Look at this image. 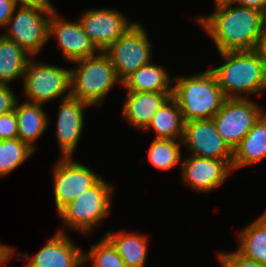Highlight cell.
Returning a JSON list of instances; mask_svg holds the SVG:
<instances>
[{
	"mask_svg": "<svg viewBox=\"0 0 266 267\" xmlns=\"http://www.w3.org/2000/svg\"><path fill=\"white\" fill-rule=\"evenodd\" d=\"M195 19L213 39L218 52L255 50L265 30L262 12L233 6L229 1L215 3L213 14Z\"/></svg>",
	"mask_w": 266,
	"mask_h": 267,
	"instance_id": "obj_1",
	"label": "cell"
},
{
	"mask_svg": "<svg viewBox=\"0 0 266 267\" xmlns=\"http://www.w3.org/2000/svg\"><path fill=\"white\" fill-rule=\"evenodd\" d=\"M224 61L210 69L226 98H247L266 90V70L258 51L218 52Z\"/></svg>",
	"mask_w": 266,
	"mask_h": 267,
	"instance_id": "obj_2",
	"label": "cell"
},
{
	"mask_svg": "<svg viewBox=\"0 0 266 267\" xmlns=\"http://www.w3.org/2000/svg\"><path fill=\"white\" fill-rule=\"evenodd\" d=\"M172 98L181 109L185 122L212 119L226 97L211 70L173 78Z\"/></svg>",
	"mask_w": 266,
	"mask_h": 267,
	"instance_id": "obj_3",
	"label": "cell"
},
{
	"mask_svg": "<svg viewBox=\"0 0 266 267\" xmlns=\"http://www.w3.org/2000/svg\"><path fill=\"white\" fill-rule=\"evenodd\" d=\"M73 63L77 67L71 69L70 96L88 103L91 107L102 105L111 89L118 82L122 84L104 52Z\"/></svg>",
	"mask_w": 266,
	"mask_h": 267,
	"instance_id": "obj_4",
	"label": "cell"
},
{
	"mask_svg": "<svg viewBox=\"0 0 266 267\" xmlns=\"http://www.w3.org/2000/svg\"><path fill=\"white\" fill-rule=\"evenodd\" d=\"M113 191L112 185L101 177L81 196L57 212L64 226L78 230L85 236L90 235L110 213Z\"/></svg>",
	"mask_w": 266,
	"mask_h": 267,
	"instance_id": "obj_5",
	"label": "cell"
},
{
	"mask_svg": "<svg viewBox=\"0 0 266 267\" xmlns=\"http://www.w3.org/2000/svg\"><path fill=\"white\" fill-rule=\"evenodd\" d=\"M33 60L28 61L23 75L25 102L44 105L60 96L63 100L70 97L71 69Z\"/></svg>",
	"mask_w": 266,
	"mask_h": 267,
	"instance_id": "obj_6",
	"label": "cell"
},
{
	"mask_svg": "<svg viewBox=\"0 0 266 267\" xmlns=\"http://www.w3.org/2000/svg\"><path fill=\"white\" fill-rule=\"evenodd\" d=\"M151 42L140 23L134 24L104 53L109 57L121 83L137 69L152 61Z\"/></svg>",
	"mask_w": 266,
	"mask_h": 267,
	"instance_id": "obj_7",
	"label": "cell"
},
{
	"mask_svg": "<svg viewBox=\"0 0 266 267\" xmlns=\"http://www.w3.org/2000/svg\"><path fill=\"white\" fill-rule=\"evenodd\" d=\"M264 112L249 98H226L212 120L218 133L234 150Z\"/></svg>",
	"mask_w": 266,
	"mask_h": 267,
	"instance_id": "obj_8",
	"label": "cell"
},
{
	"mask_svg": "<svg viewBox=\"0 0 266 267\" xmlns=\"http://www.w3.org/2000/svg\"><path fill=\"white\" fill-rule=\"evenodd\" d=\"M52 11L16 7L7 22L6 33L2 35L35 57L49 41V20Z\"/></svg>",
	"mask_w": 266,
	"mask_h": 267,
	"instance_id": "obj_9",
	"label": "cell"
},
{
	"mask_svg": "<svg viewBox=\"0 0 266 267\" xmlns=\"http://www.w3.org/2000/svg\"><path fill=\"white\" fill-rule=\"evenodd\" d=\"M73 157L62 158L52 168L53 190L57 212L81 196L100 178L91 168L74 161Z\"/></svg>",
	"mask_w": 266,
	"mask_h": 267,
	"instance_id": "obj_10",
	"label": "cell"
},
{
	"mask_svg": "<svg viewBox=\"0 0 266 267\" xmlns=\"http://www.w3.org/2000/svg\"><path fill=\"white\" fill-rule=\"evenodd\" d=\"M181 141L189 155L224 160L232 168L233 150L218 133L212 119L185 122Z\"/></svg>",
	"mask_w": 266,
	"mask_h": 267,
	"instance_id": "obj_11",
	"label": "cell"
},
{
	"mask_svg": "<svg viewBox=\"0 0 266 267\" xmlns=\"http://www.w3.org/2000/svg\"><path fill=\"white\" fill-rule=\"evenodd\" d=\"M84 32L104 52L134 24L116 9H88L78 18Z\"/></svg>",
	"mask_w": 266,
	"mask_h": 267,
	"instance_id": "obj_12",
	"label": "cell"
},
{
	"mask_svg": "<svg viewBox=\"0 0 266 267\" xmlns=\"http://www.w3.org/2000/svg\"><path fill=\"white\" fill-rule=\"evenodd\" d=\"M59 16L55 8L50 15L48 37H55L67 61L71 63L101 52L84 32L79 19L71 22Z\"/></svg>",
	"mask_w": 266,
	"mask_h": 267,
	"instance_id": "obj_13",
	"label": "cell"
},
{
	"mask_svg": "<svg viewBox=\"0 0 266 267\" xmlns=\"http://www.w3.org/2000/svg\"><path fill=\"white\" fill-rule=\"evenodd\" d=\"M181 162L182 179L196 192H211L221 186L232 172L231 166L219 159L188 155L187 158L182 157Z\"/></svg>",
	"mask_w": 266,
	"mask_h": 267,
	"instance_id": "obj_14",
	"label": "cell"
},
{
	"mask_svg": "<svg viewBox=\"0 0 266 267\" xmlns=\"http://www.w3.org/2000/svg\"><path fill=\"white\" fill-rule=\"evenodd\" d=\"M91 107L88 103L68 97L61 100L56 124V139L62 158L74 155L84 127V109Z\"/></svg>",
	"mask_w": 266,
	"mask_h": 267,
	"instance_id": "obj_15",
	"label": "cell"
},
{
	"mask_svg": "<svg viewBox=\"0 0 266 267\" xmlns=\"http://www.w3.org/2000/svg\"><path fill=\"white\" fill-rule=\"evenodd\" d=\"M64 230L57 231L32 258L25 253L24 258L18 260H26V267H80L84 263V252L73 244Z\"/></svg>",
	"mask_w": 266,
	"mask_h": 267,
	"instance_id": "obj_16",
	"label": "cell"
},
{
	"mask_svg": "<svg viewBox=\"0 0 266 267\" xmlns=\"http://www.w3.org/2000/svg\"><path fill=\"white\" fill-rule=\"evenodd\" d=\"M172 96V93L127 91L122 115L137 130H144L159 108Z\"/></svg>",
	"mask_w": 266,
	"mask_h": 267,
	"instance_id": "obj_17",
	"label": "cell"
},
{
	"mask_svg": "<svg viewBox=\"0 0 266 267\" xmlns=\"http://www.w3.org/2000/svg\"><path fill=\"white\" fill-rule=\"evenodd\" d=\"M266 157V113L233 150L232 171L260 162Z\"/></svg>",
	"mask_w": 266,
	"mask_h": 267,
	"instance_id": "obj_18",
	"label": "cell"
},
{
	"mask_svg": "<svg viewBox=\"0 0 266 267\" xmlns=\"http://www.w3.org/2000/svg\"><path fill=\"white\" fill-rule=\"evenodd\" d=\"M17 101L15 113L18 123V138L36 150L34 144L48 128L49 119L43 105Z\"/></svg>",
	"mask_w": 266,
	"mask_h": 267,
	"instance_id": "obj_19",
	"label": "cell"
},
{
	"mask_svg": "<svg viewBox=\"0 0 266 267\" xmlns=\"http://www.w3.org/2000/svg\"><path fill=\"white\" fill-rule=\"evenodd\" d=\"M173 79L162 66L150 62L128 76L122 86L127 91L172 93Z\"/></svg>",
	"mask_w": 266,
	"mask_h": 267,
	"instance_id": "obj_20",
	"label": "cell"
},
{
	"mask_svg": "<svg viewBox=\"0 0 266 267\" xmlns=\"http://www.w3.org/2000/svg\"><path fill=\"white\" fill-rule=\"evenodd\" d=\"M104 236L113 244L126 267H145L148 254L147 235L121 231H107Z\"/></svg>",
	"mask_w": 266,
	"mask_h": 267,
	"instance_id": "obj_21",
	"label": "cell"
},
{
	"mask_svg": "<svg viewBox=\"0 0 266 267\" xmlns=\"http://www.w3.org/2000/svg\"><path fill=\"white\" fill-rule=\"evenodd\" d=\"M185 120L176 101L170 97L156 112L144 130H153L154 139L182 140Z\"/></svg>",
	"mask_w": 266,
	"mask_h": 267,
	"instance_id": "obj_22",
	"label": "cell"
},
{
	"mask_svg": "<svg viewBox=\"0 0 266 267\" xmlns=\"http://www.w3.org/2000/svg\"><path fill=\"white\" fill-rule=\"evenodd\" d=\"M238 242L242 256L266 265V212L239 232Z\"/></svg>",
	"mask_w": 266,
	"mask_h": 267,
	"instance_id": "obj_23",
	"label": "cell"
},
{
	"mask_svg": "<svg viewBox=\"0 0 266 267\" xmlns=\"http://www.w3.org/2000/svg\"><path fill=\"white\" fill-rule=\"evenodd\" d=\"M32 58L15 42L0 35V84L23 78L26 65Z\"/></svg>",
	"mask_w": 266,
	"mask_h": 267,
	"instance_id": "obj_24",
	"label": "cell"
},
{
	"mask_svg": "<svg viewBox=\"0 0 266 267\" xmlns=\"http://www.w3.org/2000/svg\"><path fill=\"white\" fill-rule=\"evenodd\" d=\"M181 145V140L153 139L148 150V160L159 170H171L182 161Z\"/></svg>",
	"mask_w": 266,
	"mask_h": 267,
	"instance_id": "obj_25",
	"label": "cell"
},
{
	"mask_svg": "<svg viewBox=\"0 0 266 267\" xmlns=\"http://www.w3.org/2000/svg\"><path fill=\"white\" fill-rule=\"evenodd\" d=\"M34 152V149L19 138L0 141V177L15 170Z\"/></svg>",
	"mask_w": 266,
	"mask_h": 267,
	"instance_id": "obj_26",
	"label": "cell"
},
{
	"mask_svg": "<svg viewBox=\"0 0 266 267\" xmlns=\"http://www.w3.org/2000/svg\"><path fill=\"white\" fill-rule=\"evenodd\" d=\"M87 253H83L84 262L93 260L92 267H126L113 244L104 236Z\"/></svg>",
	"mask_w": 266,
	"mask_h": 267,
	"instance_id": "obj_27",
	"label": "cell"
},
{
	"mask_svg": "<svg viewBox=\"0 0 266 267\" xmlns=\"http://www.w3.org/2000/svg\"><path fill=\"white\" fill-rule=\"evenodd\" d=\"M219 262L222 267H266L255 260L242 256L237 250L235 252H219Z\"/></svg>",
	"mask_w": 266,
	"mask_h": 267,
	"instance_id": "obj_28",
	"label": "cell"
},
{
	"mask_svg": "<svg viewBox=\"0 0 266 267\" xmlns=\"http://www.w3.org/2000/svg\"><path fill=\"white\" fill-rule=\"evenodd\" d=\"M18 138V123L15 110L0 115V141Z\"/></svg>",
	"mask_w": 266,
	"mask_h": 267,
	"instance_id": "obj_29",
	"label": "cell"
},
{
	"mask_svg": "<svg viewBox=\"0 0 266 267\" xmlns=\"http://www.w3.org/2000/svg\"><path fill=\"white\" fill-rule=\"evenodd\" d=\"M10 84H0V115L7 114L15 109L17 96L9 87Z\"/></svg>",
	"mask_w": 266,
	"mask_h": 267,
	"instance_id": "obj_30",
	"label": "cell"
},
{
	"mask_svg": "<svg viewBox=\"0 0 266 267\" xmlns=\"http://www.w3.org/2000/svg\"><path fill=\"white\" fill-rule=\"evenodd\" d=\"M18 8H35L38 10H54L52 2L49 0H13Z\"/></svg>",
	"mask_w": 266,
	"mask_h": 267,
	"instance_id": "obj_31",
	"label": "cell"
},
{
	"mask_svg": "<svg viewBox=\"0 0 266 267\" xmlns=\"http://www.w3.org/2000/svg\"><path fill=\"white\" fill-rule=\"evenodd\" d=\"M15 8L13 0H0V27H6Z\"/></svg>",
	"mask_w": 266,
	"mask_h": 267,
	"instance_id": "obj_32",
	"label": "cell"
},
{
	"mask_svg": "<svg viewBox=\"0 0 266 267\" xmlns=\"http://www.w3.org/2000/svg\"><path fill=\"white\" fill-rule=\"evenodd\" d=\"M233 5H239L251 9H255L264 14L266 10V0H229Z\"/></svg>",
	"mask_w": 266,
	"mask_h": 267,
	"instance_id": "obj_33",
	"label": "cell"
},
{
	"mask_svg": "<svg viewBox=\"0 0 266 267\" xmlns=\"http://www.w3.org/2000/svg\"><path fill=\"white\" fill-rule=\"evenodd\" d=\"M15 253L14 247L3 245L0 243V267H3L6 262L13 256Z\"/></svg>",
	"mask_w": 266,
	"mask_h": 267,
	"instance_id": "obj_34",
	"label": "cell"
},
{
	"mask_svg": "<svg viewBox=\"0 0 266 267\" xmlns=\"http://www.w3.org/2000/svg\"><path fill=\"white\" fill-rule=\"evenodd\" d=\"M256 50L260 54L261 59L265 65V70H266V29L263 31V34L260 37Z\"/></svg>",
	"mask_w": 266,
	"mask_h": 267,
	"instance_id": "obj_35",
	"label": "cell"
},
{
	"mask_svg": "<svg viewBox=\"0 0 266 267\" xmlns=\"http://www.w3.org/2000/svg\"><path fill=\"white\" fill-rule=\"evenodd\" d=\"M263 16H264V28L266 29V10H265Z\"/></svg>",
	"mask_w": 266,
	"mask_h": 267,
	"instance_id": "obj_36",
	"label": "cell"
},
{
	"mask_svg": "<svg viewBox=\"0 0 266 267\" xmlns=\"http://www.w3.org/2000/svg\"><path fill=\"white\" fill-rule=\"evenodd\" d=\"M223 1H229V0H215V3L223 2Z\"/></svg>",
	"mask_w": 266,
	"mask_h": 267,
	"instance_id": "obj_37",
	"label": "cell"
}]
</instances>
